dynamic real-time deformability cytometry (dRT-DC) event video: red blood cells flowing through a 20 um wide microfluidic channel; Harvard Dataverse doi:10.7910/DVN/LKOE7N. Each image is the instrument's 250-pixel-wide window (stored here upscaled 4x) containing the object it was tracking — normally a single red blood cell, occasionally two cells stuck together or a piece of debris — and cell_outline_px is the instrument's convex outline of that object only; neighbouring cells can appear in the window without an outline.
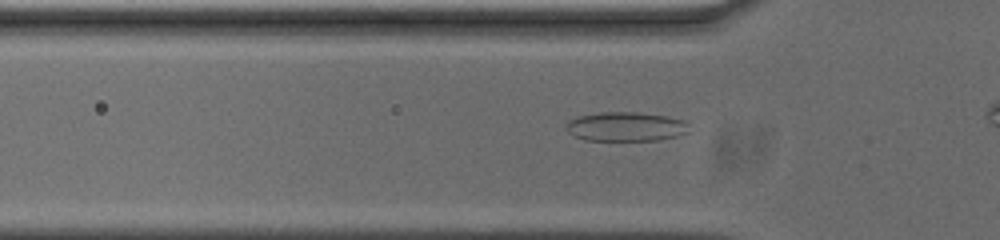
{"species": "common noctule bat (a hibernating species)", "species_latin": "Nyctalus noctula", "temperature_condition": "cold", "stored_images_in_passage": 14, "camera_frame_rate_fps": 3000, "um_per_image_px": 0.085, "animal": {"sex": "male", "body_mass_g": 20.0, "forearm_length_mm": 53.3}, "frame": {"image": 1, "passage_image": 8, "time_ms": 2.333, "image_size_px": [1000, 240], "cell_outline_px": [[688, 132], [676, 136], [660, 140], [584, 140], [568, 132], [564, 128], [564, 124], [568, 120], [576, 116], [600, 112], [636, 112], [664, 116], [688, 120]], "centroid_in_image_um": [53.16, 10.75], "position_along_channel_um": 72.6, "area_um2": 21.15}}
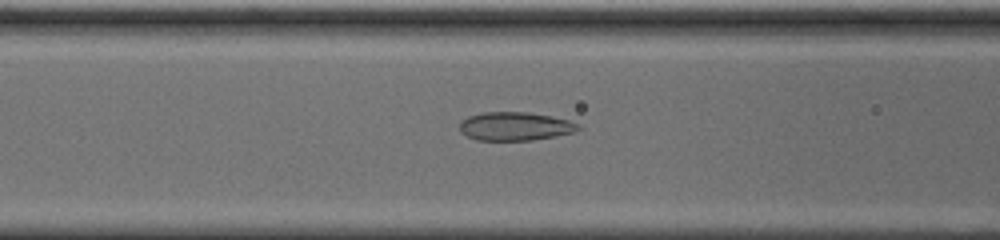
{"frame": {"image": 2, "passage_image": 12, "time_ms": 3.667, "image_size_px": [1000, 240], "cell_outline_px": [[580, 128], [576, 132], [556, 136], [532, 140], [476, 140], [460, 132], [460, 120], [468, 116], [484, 112], [528, 112], [552, 116], [568, 120], [580, 124]], "centroid_in_image_um": [43.79, 10.73], "position_along_channel_um": 122.8, "area_um2": 19.83}}